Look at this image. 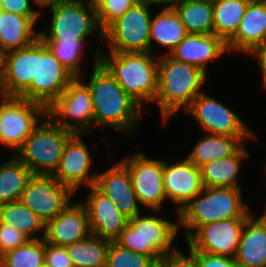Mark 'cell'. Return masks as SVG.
<instances>
[{"instance_id": "cell-1", "label": "cell", "mask_w": 266, "mask_h": 267, "mask_svg": "<svg viewBox=\"0 0 266 267\" xmlns=\"http://www.w3.org/2000/svg\"><path fill=\"white\" fill-rule=\"evenodd\" d=\"M101 50L94 51L90 81L86 83L93 101V126L114 128L133 134L144 110L122 89L116 79L99 62ZM110 126V127H109Z\"/></svg>"}, {"instance_id": "cell-2", "label": "cell", "mask_w": 266, "mask_h": 267, "mask_svg": "<svg viewBox=\"0 0 266 267\" xmlns=\"http://www.w3.org/2000/svg\"><path fill=\"white\" fill-rule=\"evenodd\" d=\"M158 58L157 94L153 102L159 104L165 124L179 109L186 111L204 92L200 89L207 80V73L167 54Z\"/></svg>"}, {"instance_id": "cell-3", "label": "cell", "mask_w": 266, "mask_h": 267, "mask_svg": "<svg viewBox=\"0 0 266 267\" xmlns=\"http://www.w3.org/2000/svg\"><path fill=\"white\" fill-rule=\"evenodd\" d=\"M99 62L122 89L143 109L157 94L158 61L151 52H109Z\"/></svg>"}, {"instance_id": "cell-4", "label": "cell", "mask_w": 266, "mask_h": 267, "mask_svg": "<svg viewBox=\"0 0 266 267\" xmlns=\"http://www.w3.org/2000/svg\"><path fill=\"white\" fill-rule=\"evenodd\" d=\"M179 228V221L173 223L157 215L139 214L129 219L114 241L128 250L150 258L159 267L165 259L181 252L173 246Z\"/></svg>"}, {"instance_id": "cell-5", "label": "cell", "mask_w": 266, "mask_h": 267, "mask_svg": "<svg viewBox=\"0 0 266 267\" xmlns=\"http://www.w3.org/2000/svg\"><path fill=\"white\" fill-rule=\"evenodd\" d=\"M241 189L204 187L177 216L179 227L185 230V240L199 226L230 218L249 217L251 211L243 201Z\"/></svg>"}, {"instance_id": "cell-6", "label": "cell", "mask_w": 266, "mask_h": 267, "mask_svg": "<svg viewBox=\"0 0 266 267\" xmlns=\"http://www.w3.org/2000/svg\"><path fill=\"white\" fill-rule=\"evenodd\" d=\"M74 134L46 116L26 138L15 156L32 174L52 175L59 166L67 141Z\"/></svg>"}, {"instance_id": "cell-7", "label": "cell", "mask_w": 266, "mask_h": 267, "mask_svg": "<svg viewBox=\"0 0 266 267\" xmlns=\"http://www.w3.org/2000/svg\"><path fill=\"white\" fill-rule=\"evenodd\" d=\"M45 6L50 7L51 25L49 31H39L42 40H85L95 33L103 39L93 0H59Z\"/></svg>"}, {"instance_id": "cell-8", "label": "cell", "mask_w": 266, "mask_h": 267, "mask_svg": "<svg viewBox=\"0 0 266 267\" xmlns=\"http://www.w3.org/2000/svg\"><path fill=\"white\" fill-rule=\"evenodd\" d=\"M151 4L139 0L103 31L110 52H150Z\"/></svg>"}, {"instance_id": "cell-9", "label": "cell", "mask_w": 266, "mask_h": 267, "mask_svg": "<svg viewBox=\"0 0 266 267\" xmlns=\"http://www.w3.org/2000/svg\"><path fill=\"white\" fill-rule=\"evenodd\" d=\"M47 116V108L21 97H0V144L18 151Z\"/></svg>"}, {"instance_id": "cell-10", "label": "cell", "mask_w": 266, "mask_h": 267, "mask_svg": "<svg viewBox=\"0 0 266 267\" xmlns=\"http://www.w3.org/2000/svg\"><path fill=\"white\" fill-rule=\"evenodd\" d=\"M47 116L63 129L88 134L93 126L94 112L86 81L75 77L66 90L47 108Z\"/></svg>"}, {"instance_id": "cell-11", "label": "cell", "mask_w": 266, "mask_h": 267, "mask_svg": "<svg viewBox=\"0 0 266 267\" xmlns=\"http://www.w3.org/2000/svg\"><path fill=\"white\" fill-rule=\"evenodd\" d=\"M74 78L38 37L36 80H32L30 87L20 97L48 108Z\"/></svg>"}, {"instance_id": "cell-12", "label": "cell", "mask_w": 266, "mask_h": 267, "mask_svg": "<svg viewBox=\"0 0 266 267\" xmlns=\"http://www.w3.org/2000/svg\"><path fill=\"white\" fill-rule=\"evenodd\" d=\"M71 195L74 192L52 175L33 174L20 201L47 224L71 203Z\"/></svg>"}, {"instance_id": "cell-13", "label": "cell", "mask_w": 266, "mask_h": 267, "mask_svg": "<svg viewBox=\"0 0 266 267\" xmlns=\"http://www.w3.org/2000/svg\"><path fill=\"white\" fill-rule=\"evenodd\" d=\"M121 162L129 170L139 204L158 213L166 200L163 184L164 160L150 159L140 152Z\"/></svg>"}, {"instance_id": "cell-14", "label": "cell", "mask_w": 266, "mask_h": 267, "mask_svg": "<svg viewBox=\"0 0 266 267\" xmlns=\"http://www.w3.org/2000/svg\"><path fill=\"white\" fill-rule=\"evenodd\" d=\"M247 218H230L199 226L186 239L189 251L235 258Z\"/></svg>"}, {"instance_id": "cell-15", "label": "cell", "mask_w": 266, "mask_h": 267, "mask_svg": "<svg viewBox=\"0 0 266 267\" xmlns=\"http://www.w3.org/2000/svg\"><path fill=\"white\" fill-rule=\"evenodd\" d=\"M205 133L229 136H256L229 107L202 92L186 110Z\"/></svg>"}, {"instance_id": "cell-16", "label": "cell", "mask_w": 266, "mask_h": 267, "mask_svg": "<svg viewBox=\"0 0 266 267\" xmlns=\"http://www.w3.org/2000/svg\"><path fill=\"white\" fill-rule=\"evenodd\" d=\"M89 152L87 145L81 139V133H75L67 141L59 166L52 176L74 193L82 185L94 186L97 174H89L92 165Z\"/></svg>"}, {"instance_id": "cell-17", "label": "cell", "mask_w": 266, "mask_h": 267, "mask_svg": "<svg viewBox=\"0 0 266 267\" xmlns=\"http://www.w3.org/2000/svg\"><path fill=\"white\" fill-rule=\"evenodd\" d=\"M163 184L166 199L177 204V215L202 190L201 169L187 157L168 164L164 161Z\"/></svg>"}, {"instance_id": "cell-18", "label": "cell", "mask_w": 266, "mask_h": 267, "mask_svg": "<svg viewBox=\"0 0 266 267\" xmlns=\"http://www.w3.org/2000/svg\"><path fill=\"white\" fill-rule=\"evenodd\" d=\"M37 39L23 49L7 52L4 73L0 83L3 95L20 97L36 80Z\"/></svg>"}, {"instance_id": "cell-19", "label": "cell", "mask_w": 266, "mask_h": 267, "mask_svg": "<svg viewBox=\"0 0 266 267\" xmlns=\"http://www.w3.org/2000/svg\"><path fill=\"white\" fill-rule=\"evenodd\" d=\"M85 206L90 232L98 237L114 241L126 227L129 219L116 207V204L95 186H90Z\"/></svg>"}, {"instance_id": "cell-20", "label": "cell", "mask_w": 266, "mask_h": 267, "mask_svg": "<svg viewBox=\"0 0 266 267\" xmlns=\"http://www.w3.org/2000/svg\"><path fill=\"white\" fill-rule=\"evenodd\" d=\"M94 186L109 197L128 219L141 213L129 170L121 161L98 173Z\"/></svg>"}, {"instance_id": "cell-21", "label": "cell", "mask_w": 266, "mask_h": 267, "mask_svg": "<svg viewBox=\"0 0 266 267\" xmlns=\"http://www.w3.org/2000/svg\"><path fill=\"white\" fill-rule=\"evenodd\" d=\"M91 234L85 206L70 203L59 215L45 226V241L56 246L66 247L73 242L85 239Z\"/></svg>"}, {"instance_id": "cell-22", "label": "cell", "mask_w": 266, "mask_h": 267, "mask_svg": "<svg viewBox=\"0 0 266 267\" xmlns=\"http://www.w3.org/2000/svg\"><path fill=\"white\" fill-rule=\"evenodd\" d=\"M266 42V0H250L236 33L226 42L228 51L248 55Z\"/></svg>"}, {"instance_id": "cell-23", "label": "cell", "mask_w": 266, "mask_h": 267, "mask_svg": "<svg viewBox=\"0 0 266 267\" xmlns=\"http://www.w3.org/2000/svg\"><path fill=\"white\" fill-rule=\"evenodd\" d=\"M227 51L226 42L215 34L188 33L168 55L199 67L207 73L208 63L218 59Z\"/></svg>"}, {"instance_id": "cell-24", "label": "cell", "mask_w": 266, "mask_h": 267, "mask_svg": "<svg viewBox=\"0 0 266 267\" xmlns=\"http://www.w3.org/2000/svg\"><path fill=\"white\" fill-rule=\"evenodd\" d=\"M250 139L257 136H229L206 133L198 139L187 158L201 168L207 163L235 155ZM246 141V142H245Z\"/></svg>"}, {"instance_id": "cell-25", "label": "cell", "mask_w": 266, "mask_h": 267, "mask_svg": "<svg viewBox=\"0 0 266 267\" xmlns=\"http://www.w3.org/2000/svg\"><path fill=\"white\" fill-rule=\"evenodd\" d=\"M235 259L239 267H266V222L259 217L246 219Z\"/></svg>"}, {"instance_id": "cell-26", "label": "cell", "mask_w": 266, "mask_h": 267, "mask_svg": "<svg viewBox=\"0 0 266 267\" xmlns=\"http://www.w3.org/2000/svg\"><path fill=\"white\" fill-rule=\"evenodd\" d=\"M35 26V23L27 16L1 10L0 50L6 54L31 45L39 37Z\"/></svg>"}, {"instance_id": "cell-27", "label": "cell", "mask_w": 266, "mask_h": 267, "mask_svg": "<svg viewBox=\"0 0 266 267\" xmlns=\"http://www.w3.org/2000/svg\"><path fill=\"white\" fill-rule=\"evenodd\" d=\"M249 151L243 146L235 155L214 160L202 166L203 187H231L241 189L238 175L242 160L249 157Z\"/></svg>"}, {"instance_id": "cell-28", "label": "cell", "mask_w": 266, "mask_h": 267, "mask_svg": "<svg viewBox=\"0 0 266 267\" xmlns=\"http://www.w3.org/2000/svg\"><path fill=\"white\" fill-rule=\"evenodd\" d=\"M187 34L175 9H163L151 19L150 52L153 53L152 41H155L157 45L168 48V55Z\"/></svg>"}, {"instance_id": "cell-29", "label": "cell", "mask_w": 266, "mask_h": 267, "mask_svg": "<svg viewBox=\"0 0 266 267\" xmlns=\"http://www.w3.org/2000/svg\"><path fill=\"white\" fill-rule=\"evenodd\" d=\"M0 222L17 229L30 240L39 239L36 234H42L41 238H45L46 224L21 201L1 204Z\"/></svg>"}, {"instance_id": "cell-30", "label": "cell", "mask_w": 266, "mask_h": 267, "mask_svg": "<svg viewBox=\"0 0 266 267\" xmlns=\"http://www.w3.org/2000/svg\"><path fill=\"white\" fill-rule=\"evenodd\" d=\"M30 169L16 156L0 166V205L20 201L32 176Z\"/></svg>"}, {"instance_id": "cell-31", "label": "cell", "mask_w": 266, "mask_h": 267, "mask_svg": "<svg viewBox=\"0 0 266 267\" xmlns=\"http://www.w3.org/2000/svg\"><path fill=\"white\" fill-rule=\"evenodd\" d=\"M249 1H213V34L227 42L236 33Z\"/></svg>"}, {"instance_id": "cell-32", "label": "cell", "mask_w": 266, "mask_h": 267, "mask_svg": "<svg viewBox=\"0 0 266 267\" xmlns=\"http://www.w3.org/2000/svg\"><path fill=\"white\" fill-rule=\"evenodd\" d=\"M111 240L90 234L66 246L74 267H97L106 264Z\"/></svg>"}, {"instance_id": "cell-33", "label": "cell", "mask_w": 266, "mask_h": 267, "mask_svg": "<svg viewBox=\"0 0 266 267\" xmlns=\"http://www.w3.org/2000/svg\"><path fill=\"white\" fill-rule=\"evenodd\" d=\"M175 11L187 33L213 34V1L185 0Z\"/></svg>"}, {"instance_id": "cell-34", "label": "cell", "mask_w": 266, "mask_h": 267, "mask_svg": "<svg viewBox=\"0 0 266 267\" xmlns=\"http://www.w3.org/2000/svg\"><path fill=\"white\" fill-rule=\"evenodd\" d=\"M44 259L45 239H33L0 257V267H40Z\"/></svg>"}, {"instance_id": "cell-35", "label": "cell", "mask_w": 266, "mask_h": 267, "mask_svg": "<svg viewBox=\"0 0 266 267\" xmlns=\"http://www.w3.org/2000/svg\"><path fill=\"white\" fill-rule=\"evenodd\" d=\"M59 62L67 68L75 77L85 78L81 70L85 40H43ZM83 47V48H82Z\"/></svg>"}, {"instance_id": "cell-36", "label": "cell", "mask_w": 266, "mask_h": 267, "mask_svg": "<svg viewBox=\"0 0 266 267\" xmlns=\"http://www.w3.org/2000/svg\"><path fill=\"white\" fill-rule=\"evenodd\" d=\"M107 267H158L150 258L128 250L111 241L107 254Z\"/></svg>"}, {"instance_id": "cell-37", "label": "cell", "mask_w": 266, "mask_h": 267, "mask_svg": "<svg viewBox=\"0 0 266 267\" xmlns=\"http://www.w3.org/2000/svg\"><path fill=\"white\" fill-rule=\"evenodd\" d=\"M99 28L104 31L111 23L132 8L139 0H93Z\"/></svg>"}, {"instance_id": "cell-38", "label": "cell", "mask_w": 266, "mask_h": 267, "mask_svg": "<svg viewBox=\"0 0 266 267\" xmlns=\"http://www.w3.org/2000/svg\"><path fill=\"white\" fill-rule=\"evenodd\" d=\"M188 255L195 267H239L236 259L232 257L202 251H189Z\"/></svg>"}, {"instance_id": "cell-39", "label": "cell", "mask_w": 266, "mask_h": 267, "mask_svg": "<svg viewBox=\"0 0 266 267\" xmlns=\"http://www.w3.org/2000/svg\"><path fill=\"white\" fill-rule=\"evenodd\" d=\"M29 240L17 229L0 222V257L8 251L26 244Z\"/></svg>"}, {"instance_id": "cell-40", "label": "cell", "mask_w": 266, "mask_h": 267, "mask_svg": "<svg viewBox=\"0 0 266 267\" xmlns=\"http://www.w3.org/2000/svg\"><path fill=\"white\" fill-rule=\"evenodd\" d=\"M35 0H0L1 9L6 12H10L17 15H23L29 17L34 23H37V19L42 11L33 10L30 2Z\"/></svg>"}, {"instance_id": "cell-41", "label": "cell", "mask_w": 266, "mask_h": 267, "mask_svg": "<svg viewBox=\"0 0 266 267\" xmlns=\"http://www.w3.org/2000/svg\"><path fill=\"white\" fill-rule=\"evenodd\" d=\"M45 262L51 267H74L65 247L45 241Z\"/></svg>"}, {"instance_id": "cell-42", "label": "cell", "mask_w": 266, "mask_h": 267, "mask_svg": "<svg viewBox=\"0 0 266 267\" xmlns=\"http://www.w3.org/2000/svg\"><path fill=\"white\" fill-rule=\"evenodd\" d=\"M248 55L255 56L262 74V88L266 89V42L255 47Z\"/></svg>"}, {"instance_id": "cell-43", "label": "cell", "mask_w": 266, "mask_h": 267, "mask_svg": "<svg viewBox=\"0 0 266 267\" xmlns=\"http://www.w3.org/2000/svg\"><path fill=\"white\" fill-rule=\"evenodd\" d=\"M165 267H195V265L181 251L179 254L165 259Z\"/></svg>"}, {"instance_id": "cell-44", "label": "cell", "mask_w": 266, "mask_h": 267, "mask_svg": "<svg viewBox=\"0 0 266 267\" xmlns=\"http://www.w3.org/2000/svg\"><path fill=\"white\" fill-rule=\"evenodd\" d=\"M151 5H163L162 9H175L179 4H182L185 0H146Z\"/></svg>"}, {"instance_id": "cell-45", "label": "cell", "mask_w": 266, "mask_h": 267, "mask_svg": "<svg viewBox=\"0 0 266 267\" xmlns=\"http://www.w3.org/2000/svg\"><path fill=\"white\" fill-rule=\"evenodd\" d=\"M4 58L5 54L0 50V83L4 73Z\"/></svg>"}, {"instance_id": "cell-46", "label": "cell", "mask_w": 266, "mask_h": 267, "mask_svg": "<svg viewBox=\"0 0 266 267\" xmlns=\"http://www.w3.org/2000/svg\"><path fill=\"white\" fill-rule=\"evenodd\" d=\"M56 1H59V0H35V3H37L38 6L44 7L45 5L56 2Z\"/></svg>"}, {"instance_id": "cell-47", "label": "cell", "mask_w": 266, "mask_h": 267, "mask_svg": "<svg viewBox=\"0 0 266 267\" xmlns=\"http://www.w3.org/2000/svg\"><path fill=\"white\" fill-rule=\"evenodd\" d=\"M259 218H260L262 221L266 222V210L264 211L263 214H260Z\"/></svg>"}, {"instance_id": "cell-48", "label": "cell", "mask_w": 266, "mask_h": 267, "mask_svg": "<svg viewBox=\"0 0 266 267\" xmlns=\"http://www.w3.org/2000/svg\"><path fill=\"white\" fill-rule=\"evenodd\" d=\"M40 267H51V266L44 261V263Z\"/></svg>"}, {"instance_id": "cell-49", "label": "cell", "mask_w": 266, "mask_h": 267, "mask_svg": "<svg viewBox=\"0 0 266 267\" xmlns=\"http://www.w3.org/2000/svg\"><path fill=\"white\" fill-rule=\"evenodd\" d=\"M4 95H3V92H2V89H1V87H0V97H3Z\"/></svg>"}, {"instance_id": "cell-50", "label": "cell", "mask_w": 266, "mask_h": 267, "mask_svg": "<svg viewBox=\"0 0 266 267\" xmlns=\"http://www.w3.org/2000/svg\"><path fill=\"white\" fill-rule=\"evenodd\" d=\"M159 267H165V260Z\"/></svg>"}, {"instance_id": "cell-51", "label": "cell", "mask_w": 266, "mask_h": 267, "mask_svg": "<svg viewBox=\"0 0 266 267\" xmlns=\"http://www.w3.org/2000/svg\"><path fill=\"white\" fill-rule=\"evenodd\" d=\"M97 267H107V265H106V264H104V265H101V266H97Z\"/></svg>"}]
</instances>
